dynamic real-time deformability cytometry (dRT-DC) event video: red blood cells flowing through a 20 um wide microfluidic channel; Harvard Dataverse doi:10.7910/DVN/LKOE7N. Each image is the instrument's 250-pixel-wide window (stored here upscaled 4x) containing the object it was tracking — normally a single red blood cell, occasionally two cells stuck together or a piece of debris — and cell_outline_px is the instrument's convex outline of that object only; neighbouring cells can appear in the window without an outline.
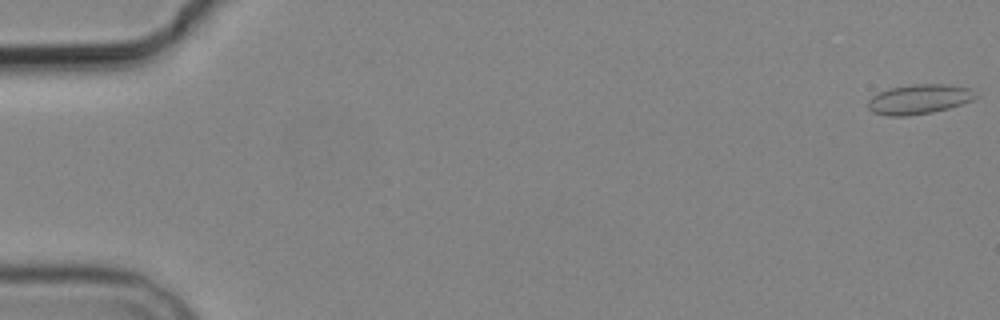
{"species": "common noctule bat (a hibernating species)", "species_latin": "Nyctalus noctula", "temperature_condition": "cold", "stored_images_in_passage": 4, "camera_frame_rate_fps": 3000, "um_per_image_px": 0.085, "animal": {"sex": "male", "body_mass_g": 19.2, "forearm_length_mm": 51.8}, "frame": {"image": 1, "passage_image": 1, "time_ms": 0.0, "image_size_px": [1000, 320], "cell_outline_px": [[980, 96], [972, 100], [948, 108], [932, 112], [908, 116], [888, 116], [872, 112], [868, 108], [868, 100], [872, 96], [888, 88], [912, 84], [952, 84], [972, 88]], "centroid_in_image_um": [78.15, 8.42], "position_along_channel_um": 6.8, "area_um2": 18.9}}